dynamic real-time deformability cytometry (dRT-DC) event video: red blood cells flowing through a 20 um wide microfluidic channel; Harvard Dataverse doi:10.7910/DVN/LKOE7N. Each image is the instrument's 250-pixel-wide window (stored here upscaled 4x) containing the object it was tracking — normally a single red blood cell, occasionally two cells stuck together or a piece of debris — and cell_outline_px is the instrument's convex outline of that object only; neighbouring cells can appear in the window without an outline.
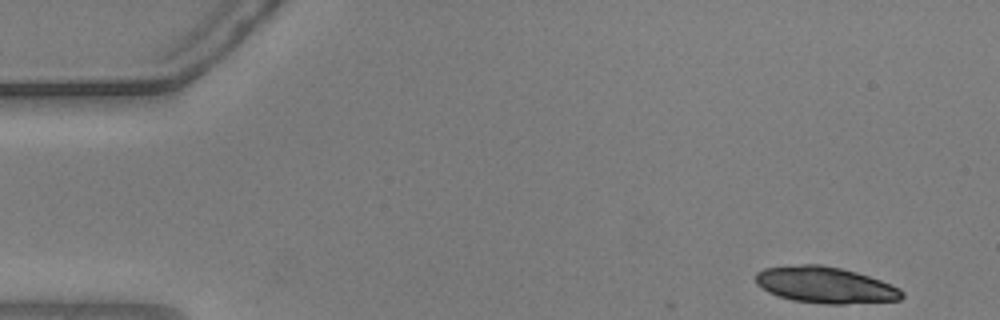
{"species": "common noctule bat (a hibernating species)", "species_latin": "Nyctalus noctula", "temperature_condition": "warm", "stored_images_in_passage": 41, "camera_frame_rate_fps": 3000, "um_per_image_px": 0.085, "animal": {"sex": "male", "body_mass_g": 20.5, "forearm_length_mm": 52.5}, "frame": {"image": 1, "passage_image": 2, "time_ms": 0.333, "image_size_px": [1000, 320], "cell_outline_px": [[904, 296], [900, 300], [844, 304], [824, 304], [792, 300], [768, 292], [756, 284], [756, 272], [764, 268], [800, 264], [820, 264], [840, 268], [856, 272], [880, 280], [900, 288], [904, 292]], "centroid_in_image_um": [70.15, 24.22], "position_along_channel_um": 14.9, "area_um2": 30.98}}
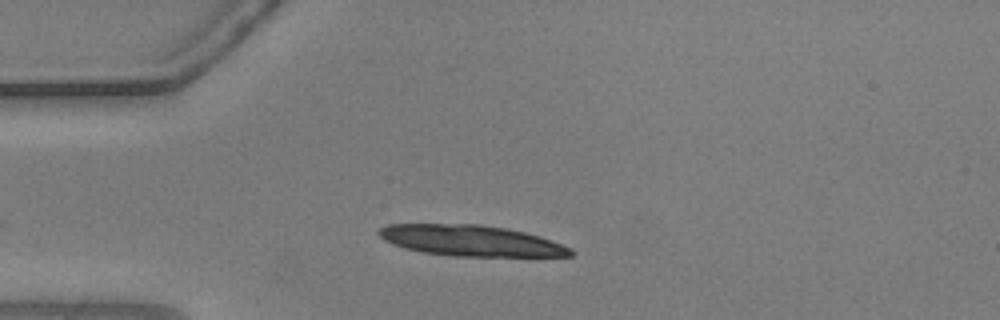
{"frame": {"image": 2, "passage_image": 12, "time_ms": 3.667, "image_size_px": [1000, 320], "cell_outline_px": [[576, 252], [572, 256], [452, 256], [424, 252], [404, 248], [392, 244], [384, 240], [376, 232], [380, 228], [388, 224], [480, 224], [504, 228], [524, 232], [572, 248]], "centroid_in_image_um": [39.99, 20.45], "position_along_channel_um": 45.0, "area_um2": 34.28}}
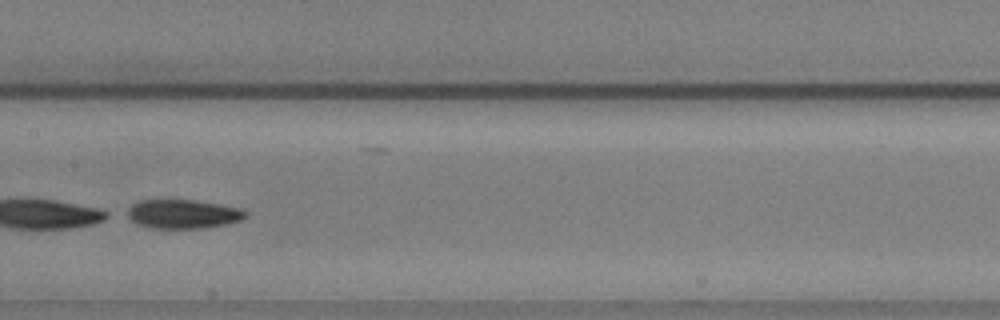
{"frame": {"image": 3, "passage_image": 26, "time_ms": 8.333, "image_size_px": [1000, 320], "cell_outline_px": [[248, 216], [240, 220], [228, 224], [200, 228], [152, 228], [136, 224], [124, 216], [120, 212], [132, 204], [140, 200], [196, 200], [224, 204], [240, 208], [248, 212]], "centroid_in_image_um": [15.49, 18.18], "position_along_channel_um": 191.9, "area_um2": 20.58}}